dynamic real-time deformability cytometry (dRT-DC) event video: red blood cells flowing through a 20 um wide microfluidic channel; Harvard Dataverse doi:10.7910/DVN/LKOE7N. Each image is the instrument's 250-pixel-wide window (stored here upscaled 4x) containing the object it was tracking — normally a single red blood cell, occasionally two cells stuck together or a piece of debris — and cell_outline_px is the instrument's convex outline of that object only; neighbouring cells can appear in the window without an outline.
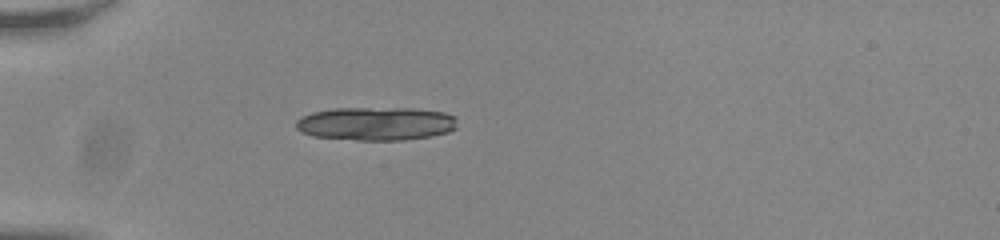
{"species": "common noctule bat (a hibernating species)", "species_latin": "Nyctalus noctula", "temperature_condition": "room temperature", "stored_images_in_passage": 38, "camera_frame_rate_fps": 3000, "um_per_image_px": 0.085, "animal": {"sex": "male", "body_mass_g": 20.0, "forearm_length_mm": 53.3}, "frame": {"image": 1, "passage_image": 1, "time_ms": 0.0, "image_size_px": [1000, 240], "cell_outline_px": [[456, 128], [448, 132], [428, 136], [404, 140], [356, 140], [312, 136], [300, 132], [296, 128], [296, 120], [300, 116], [312, 112], [336, 108], [412, 108], [444, 112], [456, 116]], "centroid_in_image_um": [31.93, 10.5], "position_along_channel_um": 53.1, "area_um2": 31.62}, "authors_computed_cell_mechanics": {"area_um2": 25.4898, "velocity_mm_per_s": 3.8299, "shape_relaxation_time_tau1_ms": 1.9985, "shape_relaxation_time_tau2_ms": 1.8506, "deformation_change_tau1": 0.3121, "deformation_change_tau2": 0.0901}}